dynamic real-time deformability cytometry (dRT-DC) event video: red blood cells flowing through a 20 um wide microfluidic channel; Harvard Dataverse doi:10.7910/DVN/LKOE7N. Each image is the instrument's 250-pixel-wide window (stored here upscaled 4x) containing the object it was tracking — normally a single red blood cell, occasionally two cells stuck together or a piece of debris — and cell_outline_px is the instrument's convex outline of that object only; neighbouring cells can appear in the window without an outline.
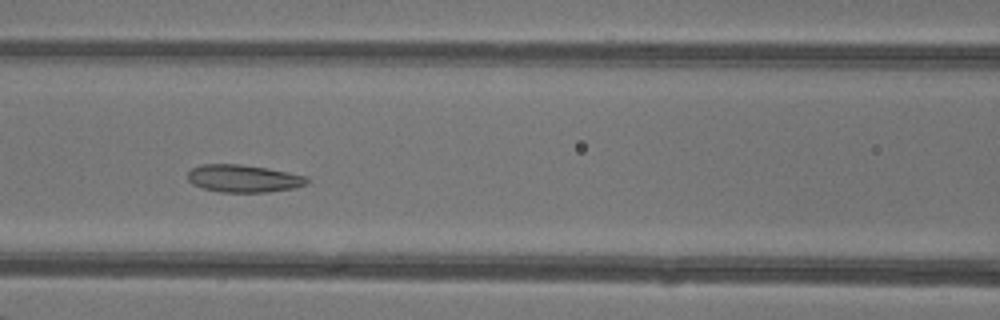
{"species": "common noctule bat (a hibernating species)", "species_latin": "Nyctalus noctula", "temperature_condition": "warm", "stored_images_in_passage": 43, "camera_frame_rate_fps": 3000, "um_per_image_px": 0.085, "animal": {"sex": "female"}, "frame": {"image": 1, "passage_image": 17, "time_ms": 5.333, "image_size_px": [1000, 320], "cell_outline_px": [[308, 184], [292, 188], [268, 192], [220, 192], [204, 188], [192, 184], [188, 180], [188, 172], [192, 168], [204, 164], [240, 164], [268, 168], [308, 176]], "centroid_in_image_um": [20.71, 15.17], "position_along_channel_um": 145.9, "area_um2": 19.13}}
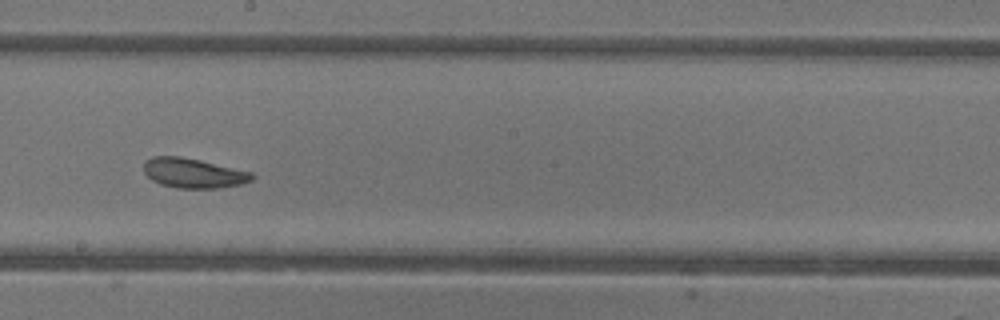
{"frame": {"image": 2, "passage_image": 23, "time_ms": 7.333, "image_size_px": [1000, 320], "cell_outline_px": [[256, 176], [252, 180], [240, 184], [220, 188], [176, 188], [160, 184], [152, 180], [144, 172], [144, 160], [152, 156], [180, 156], [200, 160], [252, 172]], "centroid_in_image_um": [16.43, 14.71], "position_along_channel_um": 231.8, "area_um2": 18.84}}
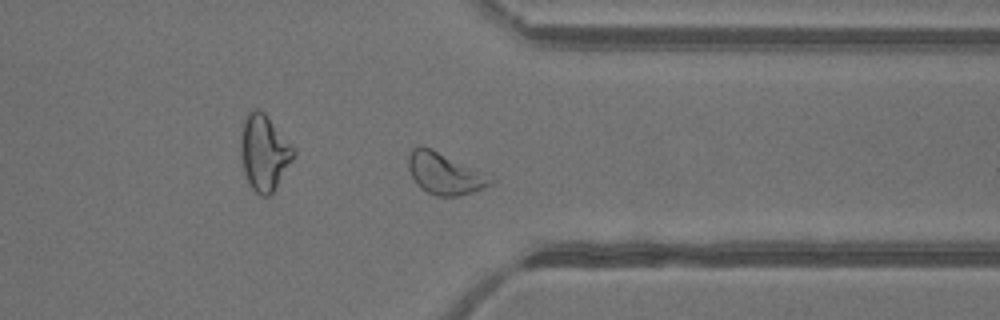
{"frame": {"image": 3, "passage_image": 33, "time_ms": 10.667, "image_size_px": [1000, 320], "cell_outline_px": [[496, 180], [492, 184], [484, 188], [460, 196], [436, 196], [420, 188], [416, 184], [408, 168], [408, 156], [412, 148], [420, 144], [432, 148], [492, 172], [496, 176]], "centroid_in_image_um": [37.92, 14.71], "position_along_channel_um": 373.5, "area_um2": 21.15}, "authors_computed_cell_mechanics": {"area_um2": 20.8658, "velocity_mm_per_s": 4.3065, "shape_relaxation_time_tau1_ms": 5.3217, "shape_relaxation_time_tau2_ms": 1.6757, "deformation_change_tau1": 0.1467, "deformation_change_tau2": 0.0827}}